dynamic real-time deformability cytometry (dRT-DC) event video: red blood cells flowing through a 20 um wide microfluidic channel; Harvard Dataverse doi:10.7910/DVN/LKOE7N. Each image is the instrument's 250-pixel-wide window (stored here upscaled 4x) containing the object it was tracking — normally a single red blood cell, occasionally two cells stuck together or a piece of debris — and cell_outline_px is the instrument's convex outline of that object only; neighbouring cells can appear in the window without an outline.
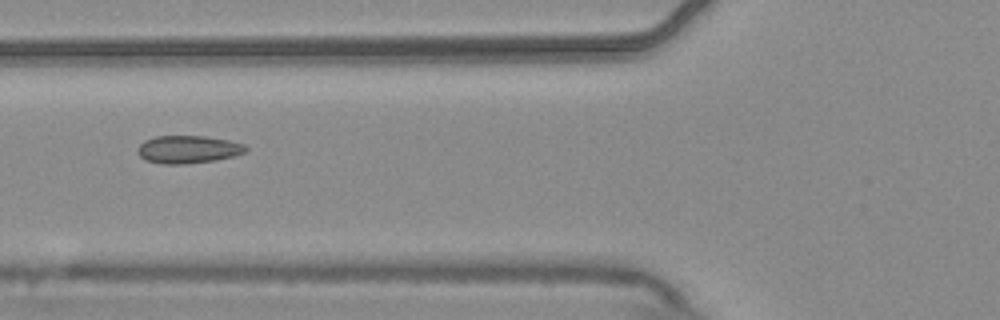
{"species": "common noctule bat (a hibernating species)", "species_latin": "Nyctalus noctula", "temperature_condition": "warm", "stored_images_in_passage": 8, "camera_frame_rate_fps": 3000, "um_per_image_px": 0.085, "animal": {"sex": "male", "body_mass_g": 20.4}, "frame": {"image": 1, "passage_image": 6, "time_ms": 1.667, "image_size_px": [1000, 320], "cell_outline_px": [[248, 148], [244, 152], [232, 156], [216, 160], [184, 164], [164, 164], [144, 160], [136, 152], [140, 144], [144, 140], [156, 136], [204, 136], [228, 140], [244, 144]], "centroid_in_image_um": [15.95, 12.7], "position_along_channel_um": 109.9, "area_um2": 17.46}}
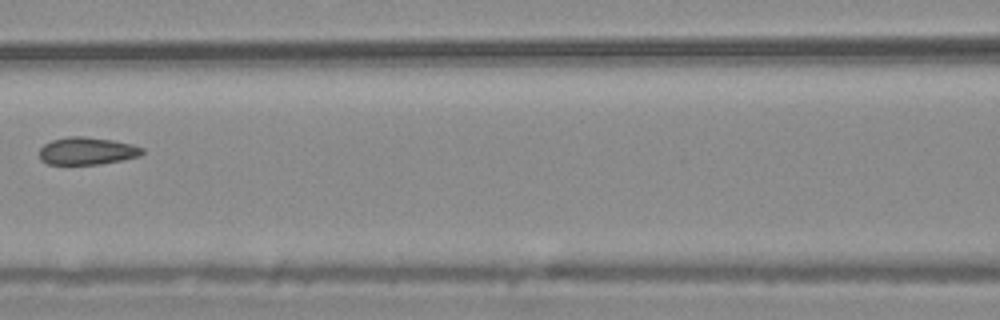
{"frame": {"image": 2, "passage_image": 7, "time_ms": 2.0, "image_size_px": [1000, 320], "cell_outline_px": [[144, 152], [140, 156], [124, 160], [100, 164], [48, 164], [40, 160], [40, 148], [44, 144], [52, 140], [68, 136], [84, 136], [112, 140], [132, 144], [144, 148]], "centroid_in_image_um": [7.41, 12.83], "position_along_channel_um": 159.2, "area_um2": 16.59}}
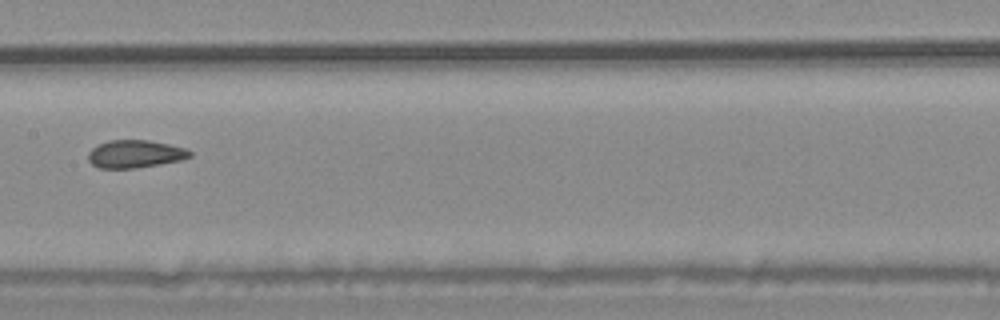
{"frame": {"image": 3, "passage_image": 8, "time_ms": 2.333, "image_size_px": [1000, 320], "cell_outline_px": [[192, 156], [180, 160], [160, 164], [136, 168], [100, 168], [92, 164], [88, 160], [88, 152], [92, 148], [108, 140], [148, 140], [188, 148], [192, 152]], "centroid_in_image_um": [11.5, 13.08], "position_along_channel_um": 195.9, "area_um2": 16.47}}